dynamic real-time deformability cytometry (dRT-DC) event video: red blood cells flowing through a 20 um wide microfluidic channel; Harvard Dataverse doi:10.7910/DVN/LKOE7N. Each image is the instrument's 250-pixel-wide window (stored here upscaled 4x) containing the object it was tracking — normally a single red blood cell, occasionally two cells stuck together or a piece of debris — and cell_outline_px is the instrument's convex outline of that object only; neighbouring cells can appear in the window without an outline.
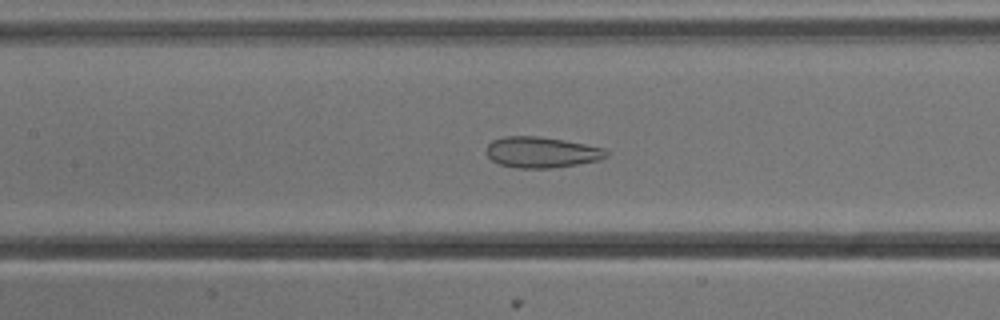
{"species": "common noctule bat (a hibernating species)", "species_latin": "Nyctalus noctula", "temperature_condition": "cold", "stored_images_in_passage": 53, "camera_frame_rate_fps": 3000, "um_per_image_px": 0.085, "animal": {"sex": "male", "body_mass_g": 13.3}, "frame": {"image": 1, "passage_image": 24, "time_ms": 7.667, "image_size_px": [1000, 320], "cell_outline_px": [[608, 156], [600, 160], [552, 168], [516, 168], [500, 164], [492, 160], [488, 156], [488, 144], [492, 140], [504, 136], [536, 136], [564, 140], [604, 148], [608, 152]], "centroid_in_image_um": [46.04, 12.94], "position_along_channel_um": 161.4, "area_um2": 21.44}}
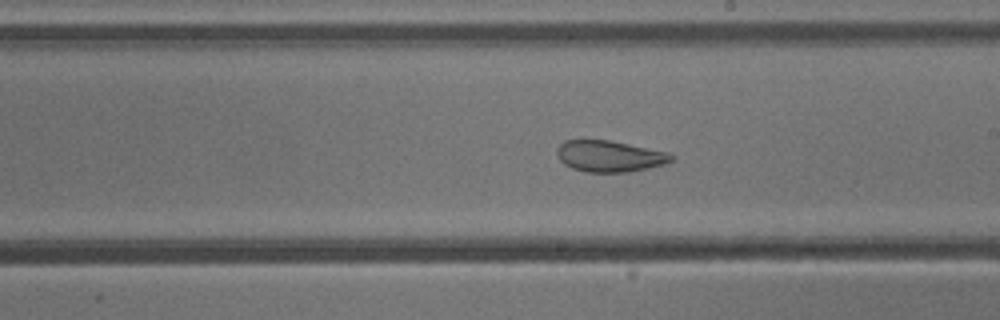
{"frame": {"image": 2, "passage_image": 30, "time_ms": 9.667, "image_size_px": [1000, 320], "cell_outline_px": [[676, 156], [672, 160], [664, 164], [648, 168], [628, 172], [584, 172], [572, 168], [564, 164], [560, 160], [556, 152], [556, 148], [564, 140], [608, 140], [668, 152]], "centroid_in_image_um": [51.8, 13.28], "position_along_channel_um": 237.2, "area_um2": 20.87}}
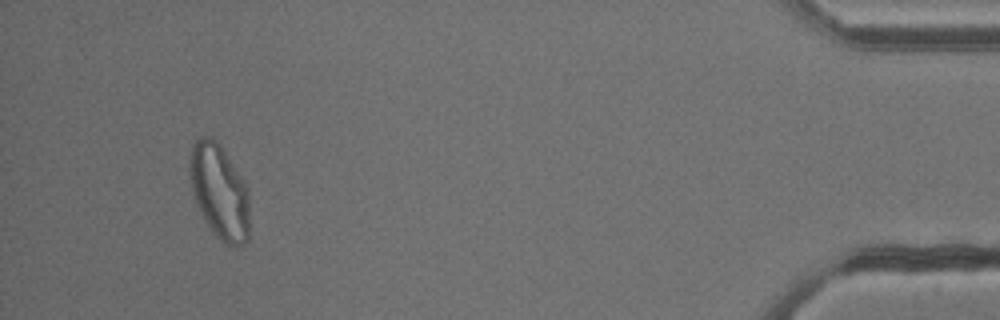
{"frame": {"image": 3, "passage_image": 50, "time_ms": 16.333, "image_size_px": [1000, 320], "cell_outline_px": [[248, 240], [244, 244], [236, 248], [232, 248], [224, 244], [212, 232], [204, 220], [196, 204], [192, 192], [188, 176], [188, 168], [192, 144], [200, 136], [212, 136], [220, 144], [244, 180], [248, 192]], "centroid_in_image_um": [18.62, 16.3], "position_along_channel_um": 416.6, "area_um2": 33.64}, "authors_computed_cell_mechanics": {"area_um2": 29.3046, "velocity_mm_per_s": 3.7993, "shape_relaxation_time_tau1_ms": null, "shape_relaxation_time_tau2_ms": 1.0691, "deformation_change_tau1": null, "deformation_change_tau2": 0.0791}}